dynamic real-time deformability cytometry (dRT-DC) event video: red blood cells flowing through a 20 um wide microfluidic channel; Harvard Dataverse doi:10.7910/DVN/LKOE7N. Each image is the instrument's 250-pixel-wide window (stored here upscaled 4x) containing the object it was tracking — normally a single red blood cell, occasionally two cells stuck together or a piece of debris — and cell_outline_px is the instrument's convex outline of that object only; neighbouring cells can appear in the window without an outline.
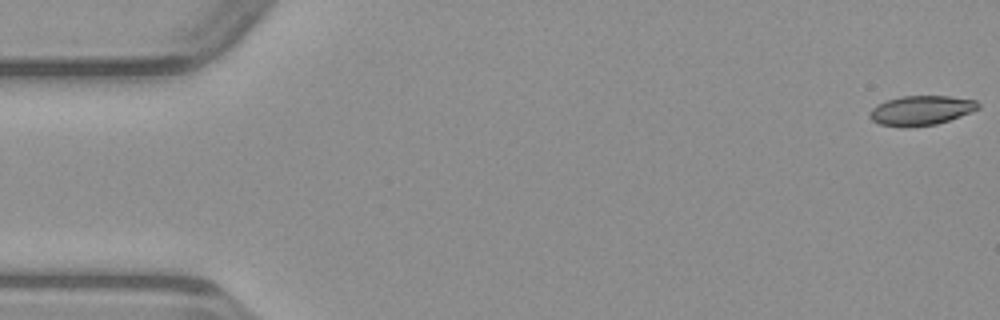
{"species": "common noctule bat (a hibernating species)", "species_latin": "Nyctalus noctula", "temperature_condition": "warm", "stored_images_in_passage": 12, "camera_frame_rate_fps": 3000, "um_per_image_px": 0.085, "animal": {"sex": "male", "body_mass_g": 23.1, "forearm_length_mm": 52.7}, "frame": {"image": 1, "passage_image": 1, "time_ms": 0.0, "image_size_px": [1000, 320], "cell_outline_px": [[980, 108], [972, 112], [936, 124], [880, 124], [872, 120], [868, 116], [868, 112], [876, 104], [900, 96], [948, 96], [976, 100], [980, 104]], "centroid_in_image_um": [78.32, 9.33], "position_along_channel_um": 6.7, "area_um2": 18.03}}